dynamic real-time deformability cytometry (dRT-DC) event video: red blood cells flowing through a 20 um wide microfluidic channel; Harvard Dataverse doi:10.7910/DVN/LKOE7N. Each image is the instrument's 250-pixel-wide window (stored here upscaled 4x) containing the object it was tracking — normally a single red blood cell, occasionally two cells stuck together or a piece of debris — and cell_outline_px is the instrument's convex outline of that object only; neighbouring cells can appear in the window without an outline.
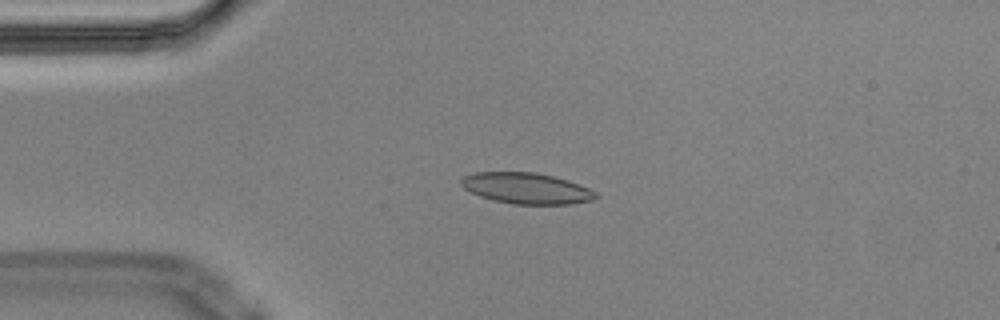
{"species": "Egyptian fruit bat (a non-hibernating species)", "species_latin": "Rousettus aegyptiacus", "temperature_condition": "cold", "stored_images_in_passage": 5, "camera_frame_rate_fps": 3000, "um_per_image_px": 0.085, "animal": {"sex": "male"}, "frame": {"image": 1, "passage_image": 4, "time_ms": 1.0, "image_size_px": [1000, 320], "cell_outline_px": [[600, 196], [592, 200], [572, 204], [512, 204], [492, 200], [480, 196], [464, 188], [460, 184], [460, 180], [464, 176], [476, 172], [532, 172], [552, 176], [568, 180], [588, 188], [596, 192]], "centroid_in_image_um": [44.75, 16.01], "position_along_channel_um": 40.3, "area_um2": 24.28}}